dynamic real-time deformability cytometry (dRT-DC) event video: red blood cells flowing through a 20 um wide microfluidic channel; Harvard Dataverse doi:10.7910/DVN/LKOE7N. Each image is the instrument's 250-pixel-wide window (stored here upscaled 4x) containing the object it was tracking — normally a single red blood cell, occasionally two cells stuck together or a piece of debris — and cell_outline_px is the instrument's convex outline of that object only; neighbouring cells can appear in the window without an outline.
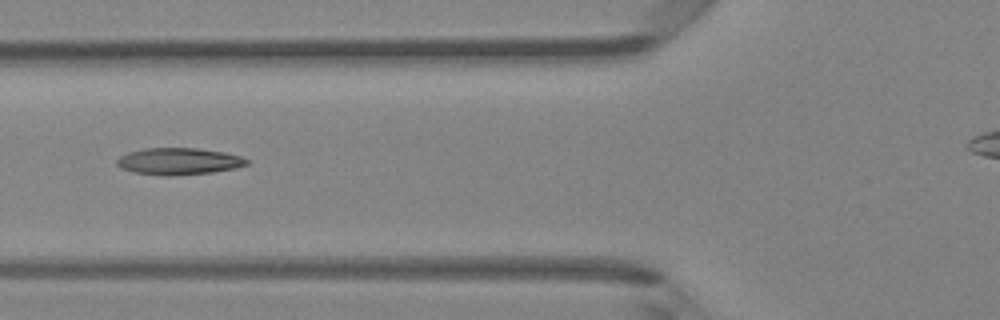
{"species": "Egyptian fruit bat (a non-hibernating species)", "species_latin": "Rousettus aegyptiacus", "temperature_condition": "room temperature", "stored_images_in_passage": 6, "camera_frame_rate_fps": 3000, "um_per_image_px": 0.085, "animal": {"sex": "female"}, "frame": {"image": 1, "passage_image": 6, "time_ms": 1.667, "image_size_px": [1000, 320], "cell_outline_px": [[248, 164], [236, 168], [212, 172], [168, 176], [164, 176], [132, 172], [120, 168], [116, 164], [116, 160], [120, 156], [128, 152], [144, 148], [196, 148], [224, 152], [240, 156], [248, 160]], "centroid_in_image_um": [15.15, 13.71], "position_along_channel_um": 110.6, "area_um2": 20.35}}